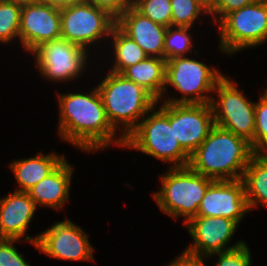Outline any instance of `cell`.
<instances>
[{
  "label": "cell",
  "instance_id": "19",
  "mask_svg": "<svg viewBox=\"0 0 267 266\" xmlns=\"http://www.w3.org/2000/svg\"><path fill=\"white\" fill-rule=\"evenodd\" d=\"M64 159L65 156L54 154V152L48 154L39 152L34 157L11 162L9 166L19 186L16 191L27 192L52 172Z\"/></svg>",
  "mask_w": 267,
  "mask_h": 266
},
{
  "label": "cell",
  "instance_id": "22",
  "mask_svg": "<svg viewBox=\"0 0 267 266\" xmlns=\"http://www.w3.org/2000/svg\"><path fill=\"white\" fill-rule=\"evenodd\" d=\"M110 38L115 57L114 64L112 63L113 66L109 69L110 72L122 74L128 67L148 57L144 50L117 25L113 27Z\"/></svg>",
  "mask_w": 267,
  "mask_h": 266
},
{
  "label": "cell",
  "instance_id": "23",
  "mask_svg": "<svg viewBox=\"0 0 267 266\" xmlns=\"http://www.w3.org/2000/svg\"><path fill=\"white\" fill-rule=\"evenodd\" d=\"M191 27L169 26L167 27L164 40V59L185 57L188 53L192 55L194 42L189 33Z\"/></svg>",
  "mask_w": 267,
  "mask_h": 266
},
{
  "label": "cell",
  "instance_id": "11",
  "mask_svg": "<svg viewBox=\"0 0 267 266\" xmlns=\"http://www.w3.org/2000/svg\"><path fill=\"white\" fill-rule=\"evenodd\" d=\"M31 54L38 72L48 82H71L83 74L90 53L78 45L59 39L41 44Z\"/></svg>",
  "mask_w": 267,
  "mask_h": 266
},
{
  "label": "cell",
  "instance_id": "29",
  "mask_svg": "<svg viewBox=\"0 0 267 266\" xmlns=\"http://www.w3.org/2000/svg\"><path fill=\"white\" fill-rule=\"evenodd\" d=\"M18 239H0V265L1 266H31L23 254L18 252L15 243Z\"/></svg>",
  "mask_w": 267,
  "mask_h": 266
},
{
  "label": "cell",
  "instance_id": "35",
  "mask_svg": "<svg viewBox=\"0 0 267 266\" xmlns=\"http://www.w3.org/2000/svg\"><path fill=\"white\" fill-rule=\"evenodd\" d=\"M39 3H50L54 6V0H38Z\"/></svg>",
  "mask_w": 267,
  "mask_h": 266
},
{
  "label": "cell",
  "instance_id": "8",
  "mask_svg": "<svg viewBox=\"0 0 267 266\" xmlns=\"http://www.w3.org/2000/svg\"><path fill=\"white\" fill-rule=\"evenodd\" d=\"M233 79L223 76L212 94L211 108L216 126L247 139L250 143L255 134V102L237 87Z\"/></svg>",
  "mask_w": 267,
  "mask_h": 266
},
{
  "label": "cell",
  "instance_id": "32",
  "mask_svg": "<svg viewBox=\"0 0 267 266\" xmlns=\"http://www.w3.org/2000/svg\"><path fill=\"white\" fill-rule=\"evenodd\" d=\"M203 259L205 258L191 256L182 252L180 256L169 262L167 266H206Z\"/></svg>",
  "mask_w": 267,
  "mask_h": 266
},
{
  "label": "cell",
  "instance_id": "16",
  "mask_svg": "<svg viewBox=\"0 0 267 266\" xmlns=\"http://www.w3.org/2000/svg\"><path fill=\"white\" fill-rule=\"evenodd\" d=\"M116 25L132 38L148 57L164 58L166 26L153 22L133 5L116 20Z\"/></svg>",
  "mask_w": 267,
  "mask_h": 266
},
{
  "label": "cell",
  "instance_id": "3",
  "mask_svg": "<svg viewBox=\"0 0 267 266\" xmlns=\"http://www.w3.org/2000/svg\"><path fill=\"white\" fill-rule=\"evenodd\" d=\"M96 87L109 122L117 133L121 128L119 134L124 139L159 103L149 92L121 73L109 72Z\"/></svg>",
  "mask_w": 267,
  "mask_h": 266
},
{
  "label": "cell",
  "instance_id": "21",
  "mask_svg": "<svg viewBox=\"0 0 267 266\" xmlns=\"http://www.w3.org/2000/svg\"><path fill=\"white\" fill-rule=\"evenodd\" d=\"M250 209L267 206V153H256L248 163L242 178Z\"/></svg>",
  "mask_w": 267,
  "mask_h": 266
},
{
  "label": "cell",
  "instance_id": "15",
  "mask_svg": "<svg viewBox=\"0 0 267 266\" xmlns=\"http://www.w3.org/2000/svg\"><path fill=\"white\" fill-rule=\"evenodd\" d=\"M249 211L242 179L214 180L201 200L197 216L226 217L240 224Z\"/></svg>",
  "mask_w": 267,
  "mask_h": 266
},
{
  "label": "cell",
  "instance_id": "9",
  "mask_svg": "<svg viewBox=\"0 0 267 266\" xmlns=\"http://www.w3.org/2000/svg\"><path fill=\"white\" fill-rule=\"evenodd\" d=\"M61 39L90 52L91 45L110 38L116 19L87 1L60 8ZM107 36V37H106Z\"/></svg>",
  "mask_w": 267,
  "mask_h": 266
},
{
  "label": "cell",
  "instance_id": "10",
  "mask_svg": "<svg viewBox=\"0 0 267 266\" xmlns=\"http://www.w3.org/2000/svg\"><path fill=\"white\" fill-rule=\"evenodd\" d=\"M88 236L80 226L66 217L35 237L25 236L24 240L32 243L39 252L48 257L69 261H93L94 248Z\"/></svg>",
  "mask_w": 267,
  "mask_h": 266
},
{
  "label": "cell",
  "instance_id": "30",
  "mask_svg": "<svg viewBox=\"0 0 267 266\" xmlns=\"http://www.w3.org/2000/svg\"><path fill=\"white\" fill-rule=\"evenodd\" d=\"M255 1L257 0H213L208 7L209 15L214 17V21L218 24L230 12L245 7Z\"/></svg>",
  "mask_w": 267,
  "mask_h": 266
},
{
  "label": "cell",
  "instance_id": "4",
  "mask_svg": "<svg viewBox=\"0 0 267 266\" xmlns=\"http://www.w3.org/2000/svg\"><path fill=\"white\" fill-rule=\"evenodd\" d=\"M161 104L160 109L157 105L154 106L149 111L150 115L147 114L125 138L124 147L136 149L161 162H168L171 168L186 167L190 155L180 146L173 133V126H170V104Z\"/></svg>",
  "mask_w": 267,
  "mask_h": 266
},
{
  "label": "cell",
  "instance_id": "31",
  "mask_svg": "<svg viewBox=\"0 0 267 266\" xmlns=\"http://www.w3.org/2000/svg\"><path fill=\"white\" fill-rule=\"evenodd\" d=\"M105 10L116 20L133 5V0H85Z\"/></svg>",
  "mask_w": 267,
  "mask_h": 266
},
{
  "label": "cell",
  "instance_id": "6",
  "mask_svg": "<svg viewBox=\"0 0 267 266\" xmlns=\"http://www.w3.org/2000/svg\"><path fill=\"white\" fill-rule=\"evenodd\" d=\"M224 75L216 67L191 59L187 56L166 61L165 87H173L179 91L181 98L168 97L161 100L169 104H210L217 82ZM210 93V94H209Z\"/></svg>",
  "mask_w": 267,
  "mask_h": 266
},
{
  "label": "cell",
  "instance_id": "18",
  "mask_svg": "<svg viewBox=\"0 0 267 266\" xmlns=\"http://www.w3.org/2000/svg\"><path fill=\"white\" fill-rule=\"evenodd\" d=\"M73 170L74 167L65 158L44 179L30 188L27 193L36 206L61 210L70 198Z\"/></svg>",
  "mask_w": 267,
  "mask_h": 266
},
{
  "label": "cell",
  "instance_id": "25",
  "mask_svg": "<svg viewBox=\"0 0 267 266\" xmlns=\"http://www.w3.org/2000/svg\"><path fill=\"white\" fill-rule=\"evenodd\" d=\"M21 6L2 0L0 2V42L19 40Z\"/></svg>",
  "mask_w": 267,
  "mask_h": 266
},
{
  "label": "cell",
  "instance_id": "1",
  "mask_svg": "<svg viewBox=\"0 0 267 266\" xmlns=\"http://www.w3.org/2000/svg\"><path fill=\"white\" fill-rule=\"evenodd\" d=\"M58 135L62 141L91 153L110 145L124 147L125 139L109 122L100 93L95 86L88 94L58 93ZM113 143V144H112ZM115 143V144H114Z\"/></svg>",
  "mask_w": 267,
  "mask_h": 266
},
{
  "label": "cell",
  "instance_id": "14",
  "mask_svg": "<svg viewBox=\"0 0 267 266\" xmlns=\"http://www.w3.org/2000/svg\"><path fill=\"white\" fill-rule=\"evenodd\" d=\"M61 39L60 8L35 3L21 8L19 42L32 53L41 44Z\"/></svg>",
  "mask_w": 267,
  "mask_h": 266
},
{
  "label": "cell",
  "instance_id": "17",
  "mask_svg": "<svg viewBox=\"0 0 267 266\" xmlns=\"http://www.w3.org/2000/svg\"><path fill=\"white\" fill-rule=\"evenodd\" d=\"M37 206L27 192L14 191L0 199V239H18L27 235Z\"/></svg>",
  "mask_w": 267,
  "mask_h": 266
},
{
  "label": "cell",
  "instance_id": "36",
  "mask_svg": "<svg viewBox=\"0 0 267 266\" xmlns=\"http://www.w3.org/2000/svg\"><path fill=\"white\" fill-rule=\"evenodd\" d=\"M203 3H205L208 7L211 5L213 0H201Z\"/></svg>",
  "mask_w": 267,
  "mask_h": 266
},
{
  "label": "cell",
  "instance_id": "5",
  "mask_svg": "<svg viewBox=\"0 0 267 266\" xmlns=\"http://www.w3.org/2000/svg\"><path fill=\"white\" fill-rule=\"evenodd\" d=\"M162 186L152 196L163 213L177 218L183 217V225L197 216L202 198L214 181L189 166L169 167L160 176Z\"/></svg>",
  "mask_w": 267,
  "mask_h": 266
},
{
  "label": "cell",
  "instance_id": "28",
  "mask_svg": "<svg viewBox=\"0 0 267 266\" xmlns=\"http://www.w3.org/2000/svg\"><path fill=\"white\" fill-rule=\"evenodd\" d=\"M212 256H218V261L214 266H251L252 262L251 251L247 243L233 250L212 254L207 258Z\"/></svg>",
  "mask_w": 267,
  "mask_h": 266
},
{
  "label": "cell",
  "instance_id": "12",
  "mask_svg": "<svg viewBox=\"0 0 267 266\" xmlns=\"http://www.w3.org/2000/svg\"><path fill=\"white\" fill-rule=\"evenodd\" d=\"M238 225L236 221L226 217H193L184 227L193 238L194 244H189L183 252L206 258L215 253L236 249L245 244L243 240H238L234 245L229 246Z\"/></svg>",
  "mask_w": 267,
  "mask_h": 266
},
{
  "label": "cell",
  "instance_id": "7",
  "mask_svg": "<svg viewBox=\"0 0 267 266\" xmlns=\"http://www.w3.org/2000/svg\"><path fill=\"white\" fill-rule=\"evenodd\" d=\"M219 49L235 54L267 40V0H257L227 14L218 24Z\"/></svg>",
  "mask_w": 267,
  "mask_h": 266
},
{
  "label": "cell",
  "instance_id": "34",
  "mask_svg": "<svg viewBox=\"0 0 267 266\" xmlns=\"http://www.w3.org/2000/svg\"><path fill=\"white\" fill-rule=\"evenodd\" d=\"M8 2H12L16 5H19L21 7L27 6V5H32L38 2V0H6Z\"/></svg>",
  "mask_w": 267,
  "mask_h": 266
},
{
  "label": "cell",
  "instance_id": "24",
  "mask_svg": "<svg viewBox=\"0 0 267 266\" xmlns=\"http://www.w3.org/2000/svg\"><path fill=\"white\" fill-rule=\"evenodd\" d=\"M171 26L193 27L200 16L209 15L208 6L201 0H170Z\"/></svg>",
  "mask_w": 267,
  "mask_h": 266
},
{
  "label": "cell",
  "instance_id": "20",
  "mask_svg": "<svg viewBox=\"0 0 267 266\" xmlns=\"http://www.w3.org/2000/svg\"><path fill=\"white\" fill-rule=\"evenodd\" d=\"M166 60L146 57L128 67L122 75L149 92L158 102L163 99L165 87Z\"/></svg>",
  "mask_w": 267,
  "mask_h": 266
},
{
  "label": "cell",
  "instance_id": "27",
  "mask_svg": "<svg viewBox=\"0 0 267 266\" xmlns=\"http://www.w3.org/2000/svg\"><path fill=\"white\" fill-rule=\"evenodd\" d=\"M255 102V134L251 146L256 153H267V89Z\"/></svg>",
  "mask_w": 267,
  "mask_h": 266
},
{
  "label": "cell",
  "instance_id": "2",
  "mask_svg": "<svg viewBox=\"0 0 267 266\" xmlns=\"http://www.w3.org/2000/svg\"><path fill=\"white\" fill-rule=\"evenodd\" d=\"M255 154L247 139L215 125L190 155L188 166L213 180H240Z\"/></svg>",
  "mask_w": 267,
  "mask_h": 266
},
{
  "label": "cell",
  "instance_id": "13",
  "mask_svg": "<svg viewBox=\"0 0 267 266\" xmlns=\"http://www.w3.org/2000/svg\"><path fill=\"white\" fill-rule=\"evenodd\" d=\"M170 126L180 146L191 155L215 126L210 104H170Z\"/></svg>",
  "mask_w": 267,
  "mask_h": 266
},
{
  "label": "cell",
  "instance_id": "26",
  "mask_svg": "<svg viewBox=\"0 0 267 266\" xmlns=\"http://www.w3.org/2000/svg\"><path fill=\"white\" fill-rule=\"evenodd\" d=\"M133 6L153 22L171 26L172 8L170 0H133Z\"/></svg>",
  "mask_w": 267,
  "mask_h": 266
},
{
  "label": "cell",
  "instance_id": "33",
  "mask_svg": "<svg viewBox=\"0 0 267 266\" xmlns=\"http://www.w3.org/2000/svg\"><path fill=\"white\" fill-rule=\"evenodd\" d=\"M84 0H54V6L57 8H63L67 6H71L73 4L80 3Z\"/></svg>",
  "mask_w": 267,
  "mask_h": 266
}]
</instances>
